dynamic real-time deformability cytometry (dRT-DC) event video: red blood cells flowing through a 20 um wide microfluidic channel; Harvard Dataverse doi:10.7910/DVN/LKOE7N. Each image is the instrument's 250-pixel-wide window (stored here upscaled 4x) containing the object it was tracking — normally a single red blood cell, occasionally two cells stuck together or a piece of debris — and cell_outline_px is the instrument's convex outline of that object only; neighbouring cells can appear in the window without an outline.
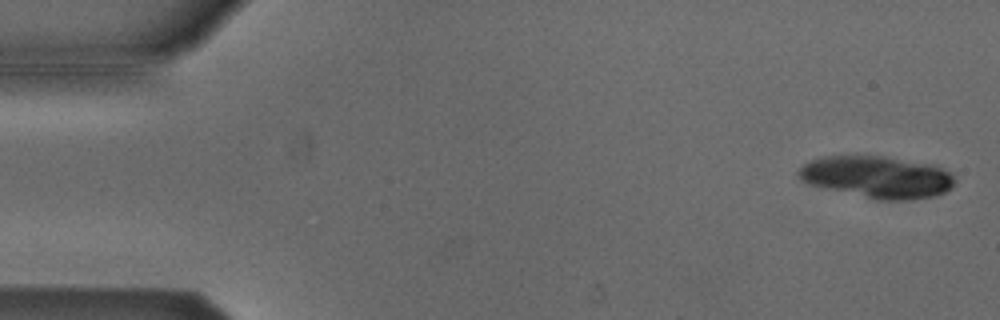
{"species": "Egyptian fruit bat (a non-hibernating species)", "species_latin": "Rousettus aegyptiacus", "temperature_condition": "cold", "stored_images_in_passage": 17, "camera_frame_rate_fps": 3000, "um_per_image_px": 0.085, "animal": {"sex": "male"}, "frame": {"image": 1, "passage_image": 2, "time_ms": 0.333, "image_size_px": [1000, 320], "cell_outline_px": [[956, 180], [944, 192], [936, 196], [908, 200], [876, 200], [824, 188], [812, 184], [804, 180], [796, 172], [804, 164], [812, 160], [824, 156], [884, 156], [936, 164], [948, 172]], "centroid_in_image_um": [74.59, 15.04], "position_along_channel_um": 10.4, "area_um2": 38.09}}